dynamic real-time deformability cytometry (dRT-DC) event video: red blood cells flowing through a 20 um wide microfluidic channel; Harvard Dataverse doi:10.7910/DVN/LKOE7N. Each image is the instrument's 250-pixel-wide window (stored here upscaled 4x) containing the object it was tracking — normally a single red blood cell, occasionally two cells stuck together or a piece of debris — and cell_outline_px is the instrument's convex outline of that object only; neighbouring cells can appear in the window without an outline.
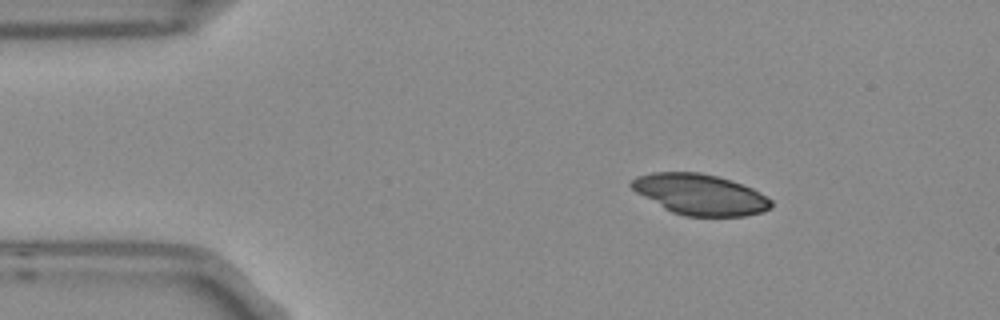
{"species": "Egyptian fruit bat (a non-hibernating species)", "species_latin": "Rousettus aegyptiacus", "temperature_condition": "room temperature", "stored_images_in_passage": 3, "camera_frame_rate_fps": 3000, "um_per_image_px": 0.085, "frame": {"image": 1, "passage_image": 1, "time_ms": 0.0, "image_size_px": [1000, 320], "cell_outline_px": [[772, 208], [760, 212], [744, 216], [684, 216], [672, 212], [664, 208], [636, 192], [628, 184], [636, 176], [652, 172], [700, 172], [732, 180], [752, 188], [760, 192], [772, 200]], "centroid_in_image_um": [59.51, 16.52], "position_along_channel_um": 25.5, "area_um2": 33.18}}